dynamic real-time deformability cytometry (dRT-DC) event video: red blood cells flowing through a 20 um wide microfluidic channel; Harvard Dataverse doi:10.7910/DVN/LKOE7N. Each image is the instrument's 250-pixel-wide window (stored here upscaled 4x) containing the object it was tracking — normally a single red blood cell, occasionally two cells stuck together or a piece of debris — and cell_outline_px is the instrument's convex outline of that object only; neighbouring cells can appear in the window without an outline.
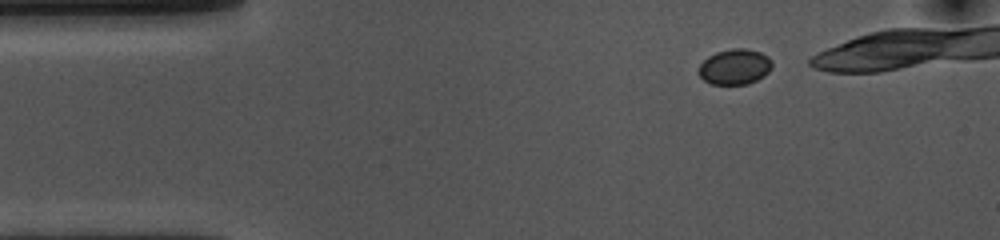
{"species": "common noctule bat (a hibernating species)", "species_latin": "Nyctalus noctula", "temperature_condition": "cold", "stored_images_in_passage": 38, "camera_frame_rate_fps": 3000, "um_per_image_px": 0.085, "animal": {"sex": "female", "body_mass_g": 10.0, "forearm_length_mm": 53.1}, "frame": {"image": 1, "passage_image": 1, "time_ms": 0.0, "image_size_px": [1000, 240], "cell_outline_px": [[772, 68], [764, 76], [748, 84], [712, 84], [704, 80], [700, 76], [700, 64], [708, 56], [716, 52], [732, 48], [744, 48], [760, 52], [768, 56], [772, 60]], "centroid_in_image_um": [62.49, 5.67], "position_along_channel_um": 22.5, "area_um2": 15.14}}
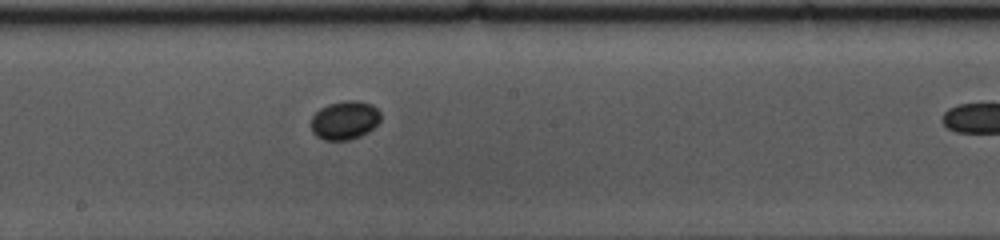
{"frame": {"image": 2, "passage_image": 22, "time_ms": 7.0, "image_size_px": [1000, 240], "cell_outline_px": [[380, 120], [368, 132], [360, 136], [348, 140], [324, 140], [316, 136], [312, 132], [312, 116], [320, 108], [328, 104], [344, 100], [356, 100], [372, 104], [380, 112]], "centroid_in_image_um": [29.29, 10.21], "position_along_channel_um": 218.9, "area_um2": 15.66}}
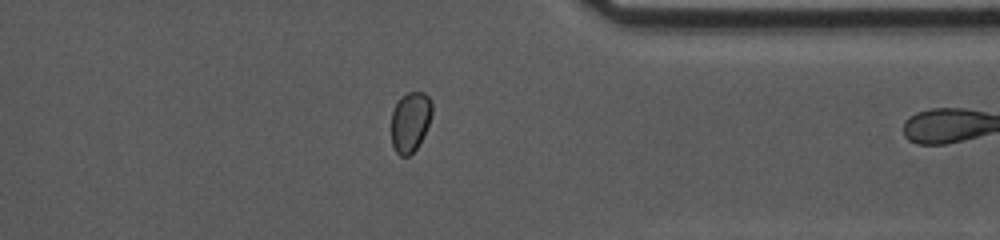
{"frame": {"image": 3, "passage_image": 36, "time_ms": 11.667, "image_size_px": [1000, 240], "cell_outline_px": [[432, 112], [428, 124], [420, 144], [408, 156], [400, 156], [396, 152], [392, 144], [392, 112], [400, 96], [408, 92], [424, 92], [432, 100]], "centroid_in_image_um": [34.88, 10.33], "position_along_channel_um": 376.5, "area_um2": 14.28}}